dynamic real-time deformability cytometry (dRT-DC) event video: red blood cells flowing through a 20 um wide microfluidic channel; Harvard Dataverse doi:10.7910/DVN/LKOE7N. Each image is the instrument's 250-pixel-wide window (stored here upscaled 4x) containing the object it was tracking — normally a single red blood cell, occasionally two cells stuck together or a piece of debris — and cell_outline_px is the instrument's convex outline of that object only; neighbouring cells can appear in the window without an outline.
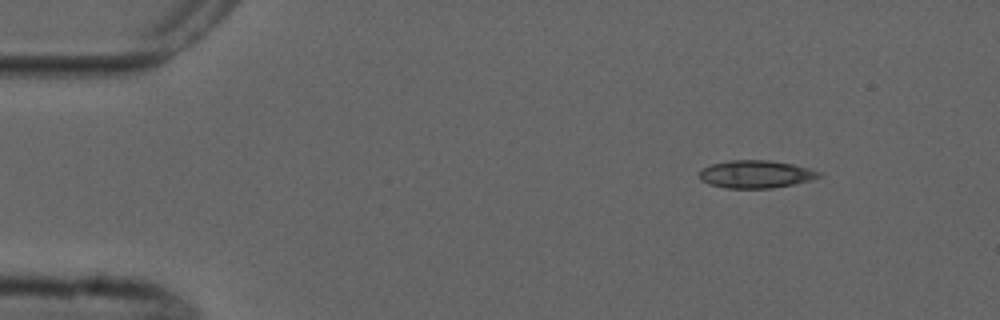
{"species": "common noctule bat (a hibernating species)", "species_latin": "Nyctalus noctula", "temperature_condition": "cold", "stored_images_in_passage": 2, "camera_frame_rate_fps": 3000, "um_per_image_px": 0.085, "animal": {"sex": "male", "forearm_length_mm": 52.5}, "frame": {"image": 1, "passage_image": 1, "time_ms": 0.0, "image_size_px": [1000, 320], "cell_outline_px": [[820, 176], [812, 180], [772, 188], [724, 188], [708, 184], [700, 180], [700, 172], [704, 168], [712, 164], [728, 160], [768, 160], [792, 164], [808, 168], [820, 172]], "centroid_in_image_um": [64.22, 14.81], "position_along_channel_um": 20.8, "area_um2": 19.19}}